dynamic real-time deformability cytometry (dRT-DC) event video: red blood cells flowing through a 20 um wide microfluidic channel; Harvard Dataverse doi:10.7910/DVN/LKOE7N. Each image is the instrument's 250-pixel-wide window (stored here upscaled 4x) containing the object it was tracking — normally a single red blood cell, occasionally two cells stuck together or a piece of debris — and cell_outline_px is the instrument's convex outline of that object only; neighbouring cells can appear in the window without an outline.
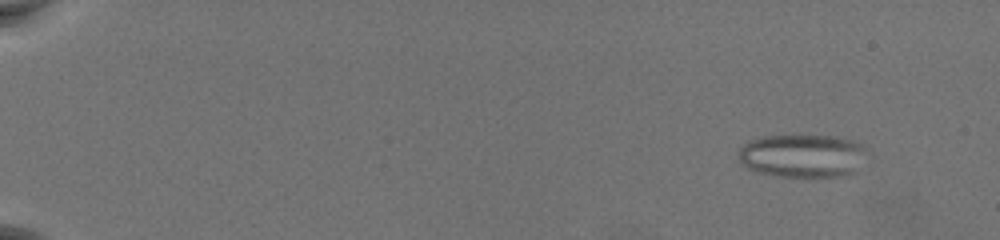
{"species": "common noctule bat (a hibernating species)", "species_latin": "Nyctalus noctula", "temperature_condition": "warm", "stored_images_in_passage": 54, "camera_frame_rate_fps": 3000, "um_per_image_px": 0.085, "animal": {"sex": "female", "body_mass_g": 19.5, "forearm_length_mm": 54.1}, "frame": {"image": 1, "passage_image": 7, "time_ms": 2.0, "image_size_px": [1000, 240], "cell_outline_px": [[864, 152], [856, 172], [840, 176], [776, 176], [760, 172], [748, 168], [736, 156], [740, 148], [748, 140], [764, 136], [836, 136], [852, 140], [860, 144], [864, 148]], "centroid_in_image_um": [68.16, 13.23], "position_along_channel_um": 16.8, "area_um2": 31.96}}
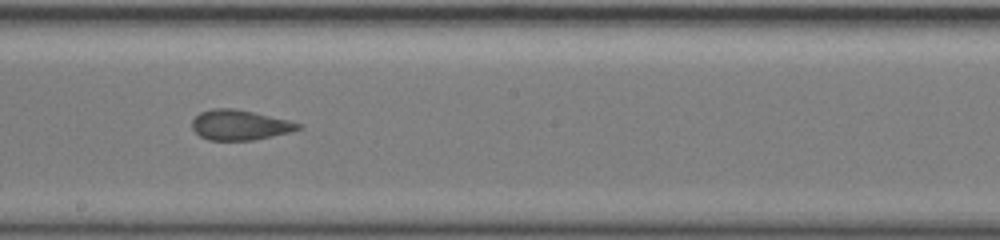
{"frame": {"image": 2, "passage_image": 38, "time_ms": 12.333, "image_size_px": [1000, 240], "cell_outline_px": [[300, 128], [292, 132], [252, 140], [208, 140], [200, 136], [192, 128], [192, 120], [200, 112], [212, 108], [232, 108], [252, 112], [288, 120], [300, 124]], "centroid_in_image_um": [20.35, 10.63], "position_along_channel_um": 227.9, "area_um2": 18.44}}
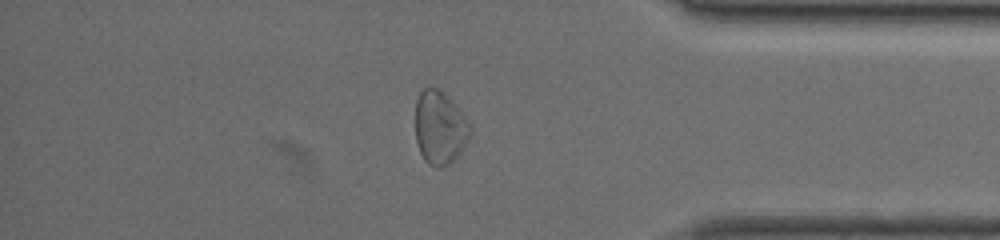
{"frame": {"image": 3, "passage_image": 53, "time_ms": 17.333, "image_size_px": [1000, 240], "cell_outline_px": [[472, 132], [468, 140], [460, 152], [448, 164], [440, 168], [436, 168], [428, 164], [424, 160], [420, 152], [416, 140], [416, 100], [420, 92], [428, 84], [432, 84], [440, 88], [452, 100], [464, 116], [472, 128]], "centroid_in_image_um": [37.37, 10.81], "position_along_channel_um": 397.8, "area_um2": 23.7}}